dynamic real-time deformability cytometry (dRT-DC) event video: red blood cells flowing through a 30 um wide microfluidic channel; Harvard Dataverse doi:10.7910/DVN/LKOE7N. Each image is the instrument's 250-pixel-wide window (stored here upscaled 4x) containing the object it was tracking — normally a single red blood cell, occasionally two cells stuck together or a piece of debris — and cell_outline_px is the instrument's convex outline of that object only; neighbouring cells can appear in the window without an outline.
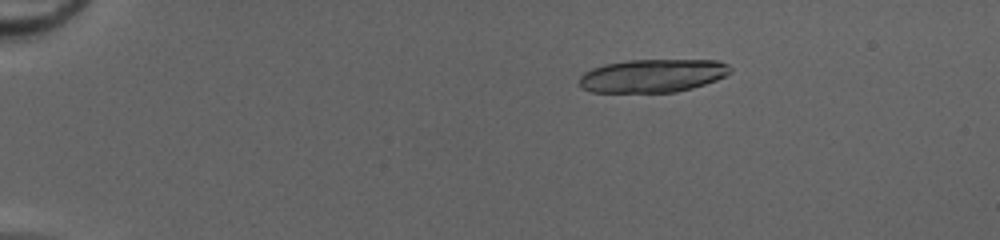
{"species": "common noctule bat (a hibernating species)", "species_latin": "Nyctalus noctula", "temperature_condition": "cold", "stored_images_in_passage": 12, "camera_frame_rate_fps": 3000, "um_per_image_px": 0.085, "animal": {"sex": "female", "body_mass_g": 20.0, "forearm_length_mm": 54.0}, "frame": {"image": 1, "passage_image": 1, "time_ms": 0.0, "image_size_px": [1000, 240], "cell_outline_px": [[732, 72], [716, 80], [692, 88], [676, 92], [592, 92], [580, 88], [580, 76], [584, 72], [592, 68], [604, 64], [628, 60], [716, 60], [728, 64], [732, 68]], "centroid_in_image_um": [55.47, 6.43], "position_along_channel_um": 29.5, "area_um2": 29.3}}